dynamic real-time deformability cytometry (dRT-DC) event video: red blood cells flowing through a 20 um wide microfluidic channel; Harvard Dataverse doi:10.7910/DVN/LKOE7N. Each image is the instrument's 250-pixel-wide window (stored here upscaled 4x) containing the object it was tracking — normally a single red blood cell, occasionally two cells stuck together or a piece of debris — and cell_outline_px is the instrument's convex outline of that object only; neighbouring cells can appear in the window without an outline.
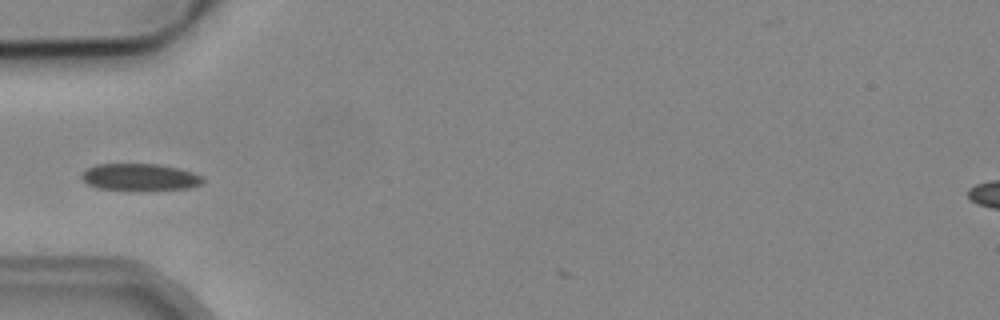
{"species": "common noctule bat (a hibernating species)", "species_latin": "Nyctalus noctula", "temperature_condition": "cold", "stored_images_in_passage": 2, "camera_frame_rate_fps": 3000, "um_per_image_px": 0.085, "animal": {"sex": "male", "body_mass_g": 19.2, "forearm_length_mm": 51.8}, "frame": {"image": 1, "passage_image": 1, "time_ms": 0.0, "image_size_px": [1000, 320], "cell_outline_px": [[204, 184], [188, 188], [136, 192], [96, 188], [88, 184], [80, 176], [88, 168], [96, 164], [156, 164], [180, 168], [192, 172], [200, 176], [204, 180]], "centroid_in_image_um": [11.9, 15.09], "position_along_channel_um": 73.1, "area_um2": 19.59}}